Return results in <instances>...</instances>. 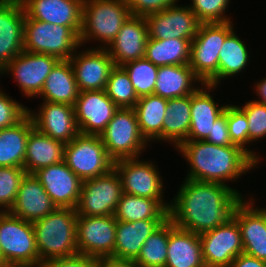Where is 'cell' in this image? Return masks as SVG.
I'll return each instance as SVG.
<instances>
[{"label": "cell", "mask_w": 266, "mask_h": 267, "mask_svg": "<svg viewBox=\"0 0 266 267\" xmlns=\"http://www.w3.org/2000/svg\"><path fill=\"white\" fill-rule=\"evenodd\" d=\"M171 200L168 218L180 228L196 234L212 230L233 216L244 196L228 185L184 179Z\"/></svg>", "instance_id": "6da1fadb"}, {"label": "cell", "mask_w": 266, "mask_h": 267, "mask_svg": "<svg viewBox=\"0 0 266 267\" xmlns=\"http://www.w3.org/2000/svg\"><path fill=\"white\" fill-rule=\"evenodd\" d=\"M178 152L190 166L184 179L215 182L224 185L235 181L258 163L237 145L219 146L206 141H185Z\"/></svg>", "instance_id": "7a4b0ae2"}, {"label": "cell", "mask_w": 266, "mask_h": 267, "mask_svg": "<svg viewBox=\"0 0 266 267\" xmlns=\"http://www.w3.org/2000/svg\"><path fill=\"white\" fill-rule=\"evenodd\" d=\"M77 213L72 208H56L42 219L32 222L41 262L78 254Z\"/></svg>", "instance_id": "3957f363"}, {"label": "cell", "mask_w": 266, "mask_h": 267, "mask_svg": "<svg viewBox=\"0 0 266 267\" xmlns=\"http://www.w3.org/2000/svg\"><path fill=\"white\" fill-rule=\"evenodd\" d=\"M130 16L126 0H83L81 46L94 39L107 49Z\"/></svg>", "instance_id": "277c9868"}, {"label": "cell", "mask_w": 266, "mask_h": 267, "mask_svg": "<svg viewBox=\"0 0 266 267\" xmlns=\"http://www.w3.org/2000/svg\"><path fill=\"white\" fill-rule=\"evenodd\" d=\"M234 30L232 21L201 23L191 41L189 66L203 83L218 86V61L221 46Z\"/></svg>", "instance_id": "5b68a950"}, {"label": "cell", "mask_w": 266, "mask_h": 267, "mask_svg": "<svg viewBox=\"0 0 266 267\" xmlns=\"http://www.w3.org/2000/svg\"><path fill=\"white\" fill-rule=\"evenodd\" d=\"M79 47L80 38L70 27L34 19L24 21V51L69 60Z\"/></svg>", "instance_id": "8992f818"}, {"label": "cell", "mask_w": 266, "mask_h": 267, "mask_svg": "<svg viewBox=\"0 0 266 267\" xmlns=\"http://www.w3.org/2000/svg\"><path fill=\"white\" fill-rule=\"evenodd\" d=\"M0 248L8 266L39 267L32 222L0 212Z\"/></svg>", "instance_id": "52a82bcc"}, {"label": "cell", "mask_w": 266, "mask_h": 267, "mask_svg": "<svg viewBox=\"0 0 266 267\" xmlns=\"http://www.w3.org/2000/svg\"><path fill=\"white\" fill-rule=\"evenodd\" d=\"M100 137L114 162L138 158L149 144L140 131L134 108H119Z\"/></svg>", "instance_id": "ba28073f"}, {"label": "cell", "mask_w": 266, "mask_h": 267, "mask_svg": "<svg viewBox=\"0 0 266 267\" xmlns=\"http://www.w3.org/2000/svg\"><path fill=\"white\" fill-rule=\"evenodd\" d=\"M64 162L82 180L95 178L114 168L100 135L79 133L65 144Z\"/></svg>", "instance_id": "9c48e42d"}, {"label": "cell", "mask_w": 266, "mask_h": 267, "mask_svg": "<svg viewBox=\"0 0 266 267\" xmlns=\"http://www.w3.org/2000/svg\"><path fill=\"white\" fill-rule=\"evenodd\" d=\"M122 193L120 175L115 168L104 175L84 180L76 213L78 216L114 215Z\"/></svg>", "instance_id": "30bf717a"}, {"label": "cell", "mask_w": 266, "mask_h": 267, "mask_svg": "<svg viewBox=\"0 0 266 267\" xmlns=\"http://www.w3.org/2000/svg\"><path fill=\"white\" fill-rule=\"evenodd\" d=\"M138 158L121 159L114 162L120 175L123 193L157 199L168 211L171 202L164 200V184L155 162Z\"/></svg>", "instance_id": "8fae6325"}, {"label": "cell", "mask_w": 266, "mask_h": 267, "mask_svg": "<svg viewBox=\"0 0 266 267\" xmlns=\"http://www.w3.org/2000/svg\"><path fill=\"white\" fill-rule=\"evenodd\" d=\"M58 61L53 55L23 50L0 71V75L10 72L22 95L27 98L38 97L47 76Z\"/></svg>", "instance_id": "7c38bea8"}, {"label": "cell", "mask_w": 266, "mask_h": 267, "mask_svg": "<svg viewBox=\"0 0 266 267\" xmlns=\"http://www.w3.org/2000/svg\"><path fill=\"white\" fill-rule=\"evenodd\" d=\"M199 237L205 267H230L232 261L243 253L240 228L233 217Z\"/></svg>", "instance_id": "4fadbf2b"}, {"label": "cell", "mask_w": 266, "mask_h": 267, "mask_svg": "<svg viewBox=\"0 0 266 267\" xmlns=\"http://www.w3.org/2000/svg\"><path fill=\"white\" fill-rule=\"evenodd\" d=\"M116 223L114 215L78 216L76 232L79 254L97 259L112 256L116 241Z\"/></svg>", "instance_id": "5bb4252c"}, {"label": "cell", "mask_w": 266, "mask_h": 267, "mask_svg": "<svg viewBox=\"0 0 266 267\" xmlns=\"http://www.w3.org/2000/svg\"><path fill=\"white\" fill-rule=\"evenodd\" d=\"M118 109L105 90L79 92L74 112L80 133L100 135Z\"/></svg>", "instance_id": "9a60e30c"}, {"label": "cell", "mask_w": 266, "mask_h": 267, "mask_svg": "<svg viewBox=\"0 0 266 267\" xmlns=\"http://www.w3.org/2000/svg\"><path fill=\"white\" fill-rule=\"evenodd\" d=\"M149 38L193 40L201 22L187 5H176L145 17Z\"/></svg>", "instance_id": "2e32d148"}, {"label": "cell", "mask_w": 266, "mask_h": 267, "mask_svg": "<svg viewBox=\"0 0 266 267\" xmlns=\"http://www.w3.org/2000/svg\"><path fill=\"white\" fill-rule=\"evenodd\" d=\"M69 61L80 92L105 90L110 72L115 67L107 49L95 47L76 51Z\"/></svg>", "instance_id": "e0dca14e"}, {"label": "cell", "mask_w": 266, "mask_h": 267, "mask_svg": "<svg viewBox=\"0 0 266 267\" xmlns=\"http://www.w3.org/2000/svg\"><path fill=\"white\" fill-rule=\"evenodd\" d=\"M250 197L237 204L232 217L240 228L243 252L266 261V208L255 207Z\"/></svg>", "instance_id": "ac0fdd59"}, {"label": "cell", "mask_w": 266, "mask_h": 267, "mask_svg": "<svg viewBox=\"0 0 266 267\" xmlns=\"http://www.w3.org/2000/svg\"><path fill=\"white\" fill-rule=\"evenodd\" d=\"M28 114L39 132L65 144L80 133L72 105L42 101L38 112L28 109Z\"/></svg>", "instance_id": "d6986e66"}, {"label": "cell", "mask_w": 266, "mask_h": 267, "mask_svg": "<svg viewBox=\"0 0 266 267\" xmlns=\"http://www.w3.org/2000/svg\"><path fill=\"white\" fill-rule=\"evenodd\" d=\"M34 176L40 181L56 207L76 209L83 181L64 161L41 168L34 173Z\"/></svg>", "instance_id": "ffe728a7"}, {"label": "cell", "mask_w": 266, "mask_h": 267, "mask_svg": "<svg viewBox=\"0 0 266 267\" xmlns=\"http://www.w3.org/2000/svg\"><path fill=\"white\" fill-rule=\"evenodd\" d=\"M25 19L70 27L78 36L82 29L83 0H21Z\"/></svg>", "instance_id": "44dd1931"}, {"label": "cell", "mask_w": 266, "mask_h": 267, "mask_svg": "<svg viewBox=\"0 0 266 267\" xmlns=\"http://www.w3.org/2000/svg\"><path fill=\"white\" fill-rule=\"evenodd\" d=\"M24 21L21 0H0V71L24 50Z\"/></svg>", "instance_id": "7402d4cb"}, {"label": "cell", "mask_w": 266, "mask_h": 267, "mask_svg": "<svg viewBox=\"0 0 266 267\" xmlns=\"http://www.w3.org/2000/svg\"><path fill=\"white\" fill-rule=\"evenodd\" d=\"M148 38L145 17L131 15L107 48L115 66H122L127 62L143 58Z\"/></svg>", "instance_id": "603a6c76"}, {"label": "cell", "mask_w": 266, "mask_h": 267, "mask_svg": "<svg viewBox=\"0 0 266 267\" xmlns=\"http://www.w3.org/2000/svg\"><path fill=\"white\" fill-rule=\"evenodd\" d=\"M200 86L191 94V121L186 141H205L227 106H219L210 94L217 86L206 83Z\"/></svg>", "instance_id": "cb8c5ba5"}, {"label": "cell", "mask_w": 266, "mask_h": 267, "mask_svg": "<svg viewBox=\"0 0 266 267\" xmlns=\"http://www.w3.org/2000/svg\"><path fill=\"white\" fill-rule=\"evenodd\" d=\"M56 208L34 174H26L21 181L14 205L9 213L25 221L34 222L44 218Z\"/></svg>", "instance_id": "d4e9b609"}, {"label": "cell", "mask_w": 266, "mask_h": 267, "mask_svg": "<svg viewBox=\"0 0 266 267\" xmlns=\"http://www.w3.org/2000/svg\"><path fill=\"white\" fill-rule=\"evenodd\" d=\"M165 267H205L199 234L176 227L170 219Z\"/></svg>", "instance_id": "484cf974"}, {"label": "cell", "mask_w": 266, "mask_h": 267, "mask_svg": "<svg viewBox=\"0 0 266 267\" xmlns=\"http://www.w3.org/2000/svg\"><path fill=\"white\" fill-rule=\"evenodd\" d=\"M166 220L117 221L116 241L111 257L135 260L145 241Z\"/></svg>", "instance_id": "4316f807"}, {"label": "cell", "mask_w": 266, "mask_h": 267, "mask_svg": "<svg viewBox=\"0 0 266 267\" xmlns=\"http://www.w3.org/2000/svg\"><path fill=\"white\" fill-rule=\"evenodd\" d=\"M65 143L53 139L35 127L30 131L27 140L24 170L27 174H34L41 168L64 161Z\"/></svg>", "instance_id": "83f0119b"}, {"label": "cell", "mask_w": 266, "mask_h": 267, "mask_svg": "<svg viewBox=\"0 0 266 267\" xmlns=\"http://www.w3.org/2000/svg\"><path fill=\"white\" fill-rule=\"evenodd\" d=\"M198 83L202 84L189 64L161 66L153 94L165 99L184 97L191 95L199 87Z\"/></svg>", "instance_id": "f1b7e54d"}, {"label": "cell", "mask_w": 266, "mask_h": 267, "mask_svg": "<svg viewBox=\"0 0 266 267\" xmlns=\"http://www.w3.org/2000/svg\"><path fill=\"white\" fill-rule=\"evenodd\" d=\"M79 92L70 61L59 60L47 76L38 96L42 98V101L74 106Z\"/></svg>", "instance_id": "f546056e"}, {"label": "cell", "mask_w": 266, "mask_h": 267, "mask_svg": "<svg viewBox=\"0 0 266 267\" xmlns=\"http://www.w3.org/2000/svg\"><path fill=\"white\" fill-rule=\"evenodd\" d=\"M33 128L27 114L15 125L0 129V167L24 168L28 135Z\"/></svg>", "instance_id": "4dcf8cb0"}, {"label": "cell", "mask_w": 266, "mask_h": 267, "mask_svg": "<svg viewBox=\"0 0 266 267\" xmlns=\"http://www.w3.org/2000/svg\"><path fill=\"white\" fill-rule=\"evenodd\" d=\"M191 95L168 99L162 126V141L177 149L186 141L191 121Z\"/></svg>", "instance_id": "1f68e13d"}, {"label": "cell", "mask_w": 266, "mask_h": 267, "mask_svg": "<svg viewBox=\"0 0 266 267\" xmlns=\"http://www.w3.org/2000/svg\"><path fill=\"white\" fill-rule=\"evenodd\" d=\"M168 99L155 94L139 97L134 110L138 125L148 142L162 141V126Z\"/></svg>", "instance_id": "d6a6232c"}, {"label": "cell", "mask_w": 266, "mask_h": 267, "mask_svg": "<svg viewBox=\"0 0 266 267\" xmlns=\"http://www.w3.org/2000/svg\"><path fill=\"white\" fill-rule=\"evenodd\" d=\"M169 211L157 200L122 193L114 217L117 221L167 220Z\"/></svg>", "instance_id": "836d02e7"}, {"label": "cell", "mask_w": 266, "mask_h": 267, "mask_svg": "<svg viewBox=\"0 0 266 267\" xmlns=\"http://www.w3.org/2000/svg\"><path fill=\"white\" fill-rule=\"evenodd\" d=\"M191 41L179 38L165 40L148 38L144 57L157 67L189 64Z\"/></svg>", "instance_id": "e575fe53"}, {"label": "cell", "mask_w": 266, "mask_h": 267, "mask_svg": "<svg viewBox=\"0 0 266 267\" xmlns=\"http://www.w3.org/2000/svg\"><path fill=\"white\" fill-rule=\"evenodd\" d=\"M249 55L246 44L233 30L224 40L219 52L218 85L221 80L241 74L249 64Z\"/></svg>", "instance_id": "d590c367"}, {"label": "cell", "mask_w": 266, "mask_h": 267, "mask_svg": "<svg viewBox=\"0 0 266 267\" xmlns=\"http://www.w3.org/2000/svg\"><path fill=\"white\" fill-rule=\"evenodd\" d=\"M169 238V218L145 241L135 261L141 267H165Z\"/></svg>", "instance_id": "8d00e7d4"}, {"label": "cell", "mask_w": 266, "mask_h": 267, "mask_svg": "<svg viewBox=\"0 0 266 267\" xmlns=\"http://www.w3.org/2000/svg\"><path fill=\"white\" fill-rule=\"evenodd\" d=\"M105 91L119 108H134L139 100L128 74L121 66L111 70Z\"/></svg>", "instance_id": "74e56055"}, {"label": "cell", "mask_w": 266, "mask_h": 267, "mask_svg": "<svg viewBox=\"0 0 266 267\" xmlns=\"http://www.w3.org/2000/svg\"><path fill=\"white\" fill-rule=\"evenodd\" d=\"M129 76L138 97L154 93L158 68L145 57L121 66Z\"/></svg>", "instance_id": "f35d334b"}, {"label": "cell", "mask_w": 266, "mask_h": 267, "mask_svg": "<svg viewBox=\"0 0 266 267\" xmlns=\"http://www.w3.org/2000/svg\"><path fill=\"white\" fill-rule=\"evenodd\" d=\"M227 124L229 137L232 144L242 148L257 163H259L261 159V157H259V154H256L246 146L247 144L249 145L248 119L246 117V114L237 105H227Z\"/></svg>", "instance_id": "ab89813d"}, {"label": "cell", "mask_w": 266, "mask_h": 267, "mask_svg": "<svg viewBox=\"0 0 266 267\" xmlns=\"http://www.w3.org/2000/svg\"><path fill=\"white\" fill-rule=\"evenodd\" d=\"M26 174L24 168L0 167V212L10 211Z\"/></svg>", "instance_id": "60d3db41"}, {"label": "cell", "mask_w": 266, "mask_h": 267, "mask_svg": "<svg viewBox=\"0 0 266 267\" xmlns=\"http://www.w3.org/2000/svg\"><path fill=\"white\" fill-rule=\"evenodd\" d=\"M189 8L201 23L228 22L231 17L226 16L230 0H191Z\"/></svg>", "instance_id": "b9f144b4"}, {"label": "cell", "mask_w": 266, "mask_h": 267, "mask_svg": "<svg viewBox=\"0 0 266 267\" xmlns=\"http://www.w3.org/2000/svg\"><path fill=\"white\" fill-rule=\"evenodd\" d=\"M238 107L246 114L248 119L249 143L266 137V104L251 100Z\"/></svg>", "instance_id": "7bdbcfd3"}, {"label": "cell", "mask_w": 266, "mask_h": 267, "mask_svg": "<svg viewBox=\"0 0 266 267\" xmlns=\"http://www.w3.org/2000/svg\"><path fill=\"white\" fill-rule=\"evenodd\" d=\"M27 106L10 98L0 88V129L11 127L28 114Z\"/></svg>", "instance_id": "ee69618b"}, {"label": "cell", "mask_w": 266, "mask_h": 267, "mask_svg": "<svg viewBox=\"0 0 266 267\" xmlns=\"http://www.w3.org/2000/svg\"><path fill=\"white\" fill-rule=\"evenodd\" d=\"M179 0H126L132 16L146 17L159 13L171 6H176Z\"/></svg>", "instance_id": "f6af8a7d"}, {"label": "cell", "mask_w": 266, "mask_h": 267, "mask_svg": "<svg viewBox=\"0 0 266 267\" xmlns=\"http://www.w3.org/2000/svg\"><path fill=\"white\" fill-rule=\"evenodd\" d=\"M39 267H98V259L78 253L41 262Z\"/></svg>", "instance_id": "bcb514c9"}, {"label": "cell", "mask_w": 266, "mask_h": 267, "mask_svg": "<svg viewBox=\"0 0 266 267\" xmlns=\"http://www.w3.org/2000/svg\"><path fill=\"white\" fill-rule=\"evenodd\" d=\"M205 141L219 146L233 145L228 132L227 106L224 113L215 120L212 133H209Z\"/></svg>", "instance_id": "7dc6e473"}, {"label": "cell", "mask_w": 266, "mask_h": 267, "mask_svg": "<svg viewBox=\"0 0 266 267\" xmlns=\"http://www.w3.org/2000/svg\"><path fill=\"white\" fill-rule=\"evenodd\" d=\"M230 267H266V261L243 252L232 261Z\"/></svg>", "instance_id": "c3c4849f"}, {"label": "cell", "mask_w": 266, "mask_h": 267, "mask_svg": "<svg viewBox=\"0 0 266 267\" xmlns=\"http://www.w3.org/2000/svg\"><path fill=\"white\" fill-rule=\"evenodd\" d=\"M98 267H141L135 260L103 257L98 259Z\"/></svg>", "instance_id": "681fc988"}, {"label": "cell", "mask_w": 266, "mask_h": 267, "mask_svg": "<svg viewBox=\"0 0 266 267\" xmlns=\"http://www.w3.org/2000/svg\"><path fill=\"white\" fill-rule=\"evenodd\" d=\"M254 89L256 90V95H258V100L254 101L266 104V77L255 83Z\"/></svg>", "instance_id": "f907efd6"}, {"label": "cell", "mask_w": 266, "mask_h": 267, "mask_svg": "<svg viewBox=\"0 0 266 267\" xmlns=\"http://www.w3.org/2000/svg\"><path fill=\"white\" fill-rule=\"evenodd\" d=\"M0 267H8L0 248Z\"/></svg>", "instance_id": "816d5d0a"}, {"label": "cell", "mask_w": 266, "mask_h": 267, "mask_svg": "<svg viewBox=\"0 0 266 267\" xmlns=\"http://www.w3.org/2000/svg\"><path fill=\"white\" fill-rule=\"evenodd\" d=\"M8 267H29V266H8Z\"/></svg>", "instance_id": "f5cc1de1"}]
</instances>
